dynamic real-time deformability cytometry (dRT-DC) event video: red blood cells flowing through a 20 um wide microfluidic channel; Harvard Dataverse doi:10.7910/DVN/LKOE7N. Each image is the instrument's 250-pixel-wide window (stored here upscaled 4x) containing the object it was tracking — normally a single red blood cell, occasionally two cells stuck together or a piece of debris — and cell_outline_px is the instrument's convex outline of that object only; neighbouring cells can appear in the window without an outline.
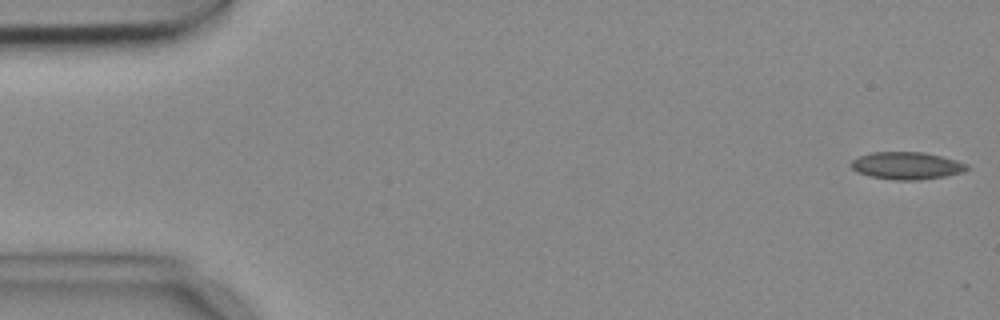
{"species": "common noctule bat (a hibernating species)", "species_latin": "Nyctalus noctula", "temperature_condition": "cold", "stored_images_in_passage": 6, "camera_frame_rate_fps": 3000, "um_per_image_px": 0.085, "animal": {"sex": "female", "body_mass_g": 18.4}, "frame": {"image": 1, "passage_image": 1, "time_ms": 0.0, "image_size_px": [1000, 320], "cell_outline_px": [[968, 168], [964, 172], [944, 176], [920, 180], [892, 180], [868, 176], [856, 172], [848, 164], [856, 156], [872, 152], [924, 152], [956, 160], [968, 164]], "centroid_in_image_um": [77.01, 14.08], "position_along_channel_um": 8.0, "area_um2": 18.73}}
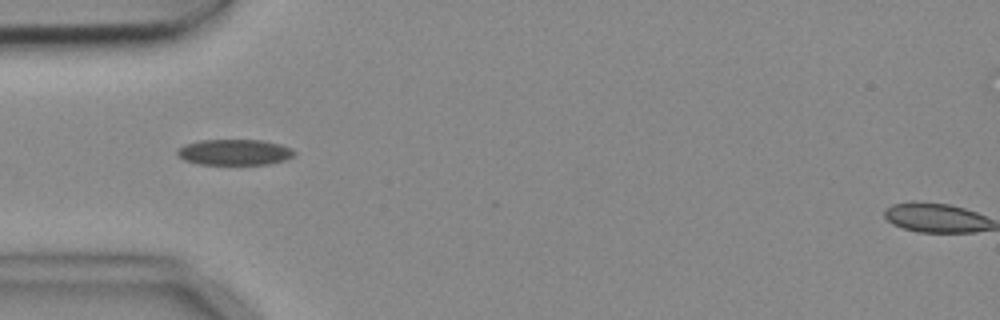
{"frame": {"image": 2, "passage_image": 5, "time_ms": 1.333, "image_size_px": [1000, 320], "cell_outline_px": [[296, 152], [292, 156], [284, 160], [268, 164], [196, 164], [184, 160], [176, 152], [184, 144], [200, 140], [264, 140], [280, 144], [292, 148]], "centroid_in_image_um": [19.94, 12.93], "position_along_channel_um": 65.1, "area_um2": 17.57}}